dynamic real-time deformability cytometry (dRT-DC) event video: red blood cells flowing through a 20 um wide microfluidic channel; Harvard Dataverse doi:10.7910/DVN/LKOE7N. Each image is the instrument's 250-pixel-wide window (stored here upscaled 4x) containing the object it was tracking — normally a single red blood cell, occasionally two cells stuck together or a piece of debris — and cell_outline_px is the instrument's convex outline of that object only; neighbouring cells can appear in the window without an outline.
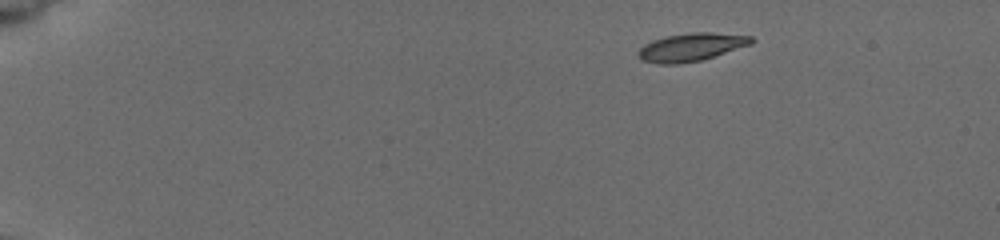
{"species": "common noctule bat (a hibernating species)", "species_latin": "Nyctalus noctula", "temperature_condition": "cold", "stored_images_in_passage": 6, "camera_frame_rate_fps": 3000, "um_per_image_px": 0.085, "animal": {"sex": "female", "body_mass_g": 19.5, "forearm_length_mm": 54.1}, "frame": {"image": 1, "passage_image": 1, "time_ms": 0.0, "image_size_px": [1000, 240], "cell_outline_px": [[756, 40], [752, 44], [700, 60], [680, 64], [660, 64], [640, 60], [636, 52], [644, 44], [652, 40], [668, 36], [692, 32], [708, 32], [752, 36]], "centroid_in_image_um": [58.73, 4.01], "position_along_channel_um": 26.3, "area_um2": 18.44}}
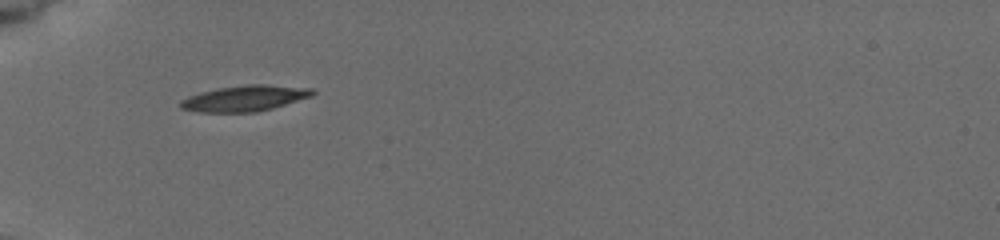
{"frame": {"image": 2, "passage_image": 5, "time_ms": 3.667, "image_size_px": [1000, 240], "cell_outline_px": [[316, 92], [312, 96], [272, 108], [256, 112], [200, 112], [180, 108], [180, 100], [188, 96], [200, 92], [220, 88], [248, 84], [264, 84], [312, 88]], "centroid_in_image_um": [20.81, 8.35], "position_along_channel_um": 64.2, "area_um2": 19.77}}